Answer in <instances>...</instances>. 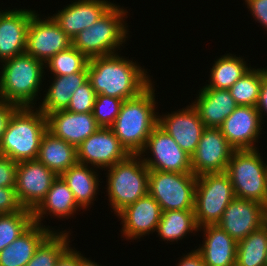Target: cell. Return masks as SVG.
Returning <instances> with one entry per match:
<instances>
[{
  "label": "cell",
  "mask_w": 267,
  "mask_h": 266,
  "mask_svg": "<svg viewBox=\"0 0 267 266\" xmlns=\"http://www.w3.org/2000/svg\"><path fill=\"white\" fill-rule=\"evenodd\" d=\"M123 101L119 98L97 94L92 111L97 124L100 127L110 128L120 112Z\"/></svg>",
  "instance_id": "36"
},
{
  "label": "cell",
  "mask_w": 267,
  "mask_h": 266,
  "mask_svg": "<svg viewBox=\"0 0 267 266\" xmlns=\"http://www.w3.org/2000/svg\"><path fill=\"white\" fill-rule=\"evenodd\" d=\"M70 234L66 230L52 231L37 247L26 266H55L58 258L70 246Z\"/></svg>",
  "instance_id": "32"
},
{
  "label": "cell",
  "mask_w": 267,
  "mask_h": 266,
  "mask_svg": "<svg viewBox=\"0 0 267 266\" xmlns=\"http://www.w3.org/2000/svg\"><path fill=\"white\" fill-rule=\"evenodd\" d=\"M77 162L94 167L109 168L130 154L121 145L111 128L100 127L76 147Z\"/></svg>",
  "instance_id": "14"
},
{
  "label": "cell",
  "mask_w": 267,
  "mask_h": 266,
  "mask_svg": "<svg viewBox=\"0 0 267 266\" xmlns=\"http://www.w3.org/2000/svg\"><path fill=\"white\" fill-rule=\"evenodd\" d=\"M78 266H101L94 261L83 257V255L78 251Z\"/></svg>",
  "instance_id": "45"
},
{
  "label": "cell",
  "mask_w": 267,
  "mask_h": 266,
  "mask_svg": "<svg viewBox=\"0 0 267 266\" xmlns=\"http://www.w3.org/2000/svg\"><path fill=\"white\" fill-rule=\"evenodd\" d=\"M44 19L37 13L31 17L26 40V53L43 63L72 46V39L51 16Z\"/></svg>",
  "instance_id": "11"
},
{
  "label": "cell",
  "mask_w": 267,
  "mask_h": 266,
  "mask_svg": "<svg viewBox=\"0 0 267 266\" xmlns=\"http://www.w3.org/2000/svg\"><path fill=\"white\" fill-rule=\"evenodd\" d=\"M53 76L55 78H53V82L44 94L43 102H40L38 108L45 116L55 111L67 109L74 91L88 81V70L86 67L81 72Z\"/></svg>",
  "instance_id": "26"
},
{
  "label": "cell",
  "mask_w": 267,
  "mask_h": 266,
  "mask_svg": "<svg viewBox=\"0 0 267 266\" xmlns=\"http://www.w3.org/2000/svg\"><path fill=\"white\" fill-rule=\"evenodd\" d=\"M267 223V206L235 197L217 224L237 242Z\"/></svg>",
  "instance_id": "15"
},
{
  "label": "cell",
  "mask_w": 267,
  "mask_h": 266,
  "mask_svg": "<svg viewBox=\"0 0 267 266\" xmlns=\"http://www.w3.org/2000/svg\"><path fill=\"white\" fill-rule=\"evenodd\" d=\"M235 197L233 185L226 172L197 176L194 214L198 228L217 225L226 207Z\"/></svg>",
  "instance_id": "8"
},
{
  "label": "cell",
  "mask_w": 267,
  "mask_h": 266,
  "mask_svg": "<svg viewBox=\"0 0 267 266\" xmlns=\"http://www.w3.org/2000/svg\"><path fill=\"white\" fill-rule=\"evenodd\" d=\"M33 223L32 210L27 208L12 214H0V251L10 245Z\"/></svg>",
  "instance_id": "34"
},
{
  "label": "cell",
  "mask_w": 267,
  "mask_h": 266,
  "mask_svg": "<svg viewBox=\"0 0 267 266\" xmlns=\"http://www.w3.org/2000/svg\"><path fill=\"white\" fill-rule=\"evenodd\" d=\"M262 124L256 106L238 105L219 128L235 150H252L257 149Z\"/></svg>",
  "instance_id": "16"
},
{
  "label": "cell",
  "mask_w": 267,
  "mask_h": 266,
  "mask_svg": "<svg viewBox=\"0 0 267 266\" xmlns=\"http://www.w3.org/2000/svg\"><path fill=\"white\" fill-rule=\"evenodd\" d=\"M22 208L17 199L15 187H0V214H12Z\"/></svg>",
  "instance_id": "38"
},
{
  "label": "cell",
  "mask_w": 267,
  "mask_h": 266,
  "mask_svg": "<svg viewBox=\"0 0 267 266\" xmlns=\"http://www.w3.org/2000/svg\"><path fill=\"white\" fill-rule=\"evenodd\" d=\"M35 10L12 9L0 13V62L26 52L27 29Z\"/></svg>",
  "instance_id": "19"
},
{
  "label": "cell",
  "mask_w": 267,
  "mask_h": 266,
  "mask_svg": "<svg viewBox=\"0 0 267 266\" xmlns=\"http://www.w3.org/2000/svg\"><path fill=\"white\" fill-rule=\"evenodd\" d=\"M203 228V229H202ZM203 230L204 243L196 249L207 266H235L237 241L218 225H206Z\"/></svg>",
  "instance_id": "22"
},
{
  "label": "cell",
  "mask_w": 267,
  "mask_h": 266,
  "mask_svg": "<svg viewBox=\"0 0 267 266\" xmlns=\"http://www.w3.org/2000/svg\"><path fill=\"white\" fill-rule=\"evenodd\" d=\"M262 84V68H250L229 89L237 105L256 106Z\"/></svg>",
  "instance_id": "33"
},
{
  "label": "cell",
  "mask_w": 267,
  "mask_h": 266,
  "mask_svg": "<svg viewBox=\"0 0 267 266\" xmlns=\"http://www.w3.org/2000/svg\"><path fill=\"white\" fill-rule=\"evenodd\" d=\"M88 166L77 162L61 175L82 209L88 208L93 203L100 182L97 172Z\"/></svg>",
  "instance_id": "28"
},
{
  "label": "cell",
  "mask_w": 267,
  "mask_h": 266,
  "mask_svg": "<svg viewBox=\"0 0 267 266\" xmlns=\"http://www.w3.org/2000/svg\"><path fill=\"white\" fill-rule=\"evenodd\" d=\"M198 229L194 210H169L162 212L156 232L164 241L177 242Z\"/></svg>",
  "instance_id": "29"
},
{
  "label": "cell",
  "mask_w": 267,
  "mask_h": 266,
  "mask_svg": "<svg viewBox=\"0 0 267 266\" xmlns=\"http://www.w3.org/2000/svg\"><path fill=\"white\" fill-rule=\"evenodd\" d=\"M183 256L178 266H207L201 254L195 249Z\"/></svg>",
  "instance_id": "44"
},
{
  "label": "cell",
  "mask_w": 267,
  "mask_h": 266,
  "mask_svg": "<svg viewBox=\"0 0 267 266\" xmlns=\"http://www.w3.org/2000/svg\"><path fill=\"white\" fill-rule=\"evenodd\" d=\"M114 4L108 0H78L51 16L59 27L73 39L79 32L92 26Z\"/></svg>",
  "instance_id": "20"
},
{
  "label": "cell",
  "mask_w": 267,
  "mask_h": 266,
  "mask_svg": "<svg viewBox=\"0 0 267 266\" xmlns=\"http://www.w3.org/2000/svg\"><path fill=\"white\" fill-rule=\"evenodd\" d=\"M118 53L89 59L88 80L96 94L122 100L138 96L151 83L147 69Z\"/></svg>",
  "instance_id": "1"
},
{
  "label": "cell",
  "mask_w": 267,
  "mask_h": 266,
  "mask_svg": "<svg viewBox=\"0 0 267 266\" xmlns=\"http://www.w3.org/2000/svg\"><path fill=\"white\" fill-rule=\"evenodd\" d=\"M1 65L0 100L19 107H35L47 67L45 63L25 52Z\"/></svg>",
  "instance_id": "3"
},
{
  "label": "cell",
  "mask_w": 267,
  "mask_h": 266,
  "mask_svg": "<svg viewBox=\"0 0 267 266\" xmlns=\"http://www.w3.org/2000/svg\"><path fill=\"white\" fill-rule=\"evenodd\" d=\"M197 176L149 170L148 193L159 203L162 212L194 210Z\"/></svg>",
  "instance_id": "9"
},
{
  "label": "cell",
  "mask_w": 267,
  "mask_h": 266,
  "mask_svg": "<svg viewBox=\"0 0 267 266\" xmlns=\"http://www.w3.org/2000/svg\"><path fill=\"white\" fill-rule=\"evenodd\" d=\"M161 215L159 203L148 193L125 207L116 216L121 218L123 237L135 240L156 231Z\"/></svg>",
  "instance_id": "18"
},
{
  "label": "cell",
  "mask_w": 267,
  "mask_h": 266,
  "mask_svg": "<svg viewBox=\"0 0 267 266\" xmlns=\"http://www.w3.org/2000/svg\"><path fill=\"white\" fill-rule=\"evenodd\" d=\"M37 160L57 176H61L77 163V150L74 145L54 136L47 130L41 139Z\"/></svg>",
  "instance_id": "27"
},
{
  "label": "cell",
  "mask_w": 267,
  "mask_h": 266,
  "mask_svg": "<svg viewBox=\"0 0 267 266\" xmlns=\"http://www.w3.org/2000/svg\"><path fill=\"white\" fill-rule=\"evenodd\" d=\"M234 151L220 128L205 127L191 156L192 173L200 176L206 173L226 172Z\"/></svg>",
  "instance_id": "12"
},
{
  "label": "cell",
  "mask_w": 267,
  "mask_h": 266,
  "mask_svg": "<svg viewBox=\"0 0 267 266\" xmlns=\"http://www.w3.org/2000/svg\"><path fill=\"white\" fill-rule=\"evenodd\" d=\"M96 95L91 82L88 80L74 91L66 110L75 113L92 112Z\"/></svg>",
  "instance_id": "37"
},
{
  "label": "cell",
  "mask_w": 267,
  "mask_h": 266,
  "mask_svg": "<svg viewBox=\"0 0 267 266\" xmlns=\"http://www.w3.org/2000/svg\"><path fill=\"white\" fill-rule=\"evenodd\" d=\"M46 131L47 118L38 108L19 107L2 136L0 155L17 162L36 160Z\"/></svg>",
  "instance_id": "4"
},
{
  "label": "cell",
  "mask_w": 267,
  "mask_h": 266,
  "mask_svg": "<svg viewBox=\"0 0 267 266\" xmlns=\"http://www.w3.org/2000/svg\"><path fill=\"white\" fill-rule=\"evenodd\" d=\"M18 162L0 155V187H15Z\"/></svg>",
  "instance_id": "39"
},
{
  "label": "cell",
  "mask_w": 267,
  "mask_h": 266,
  "mask_svg": "<svg viewBox=\"0 0 267 266\" xmlns=\"http://www.w3.org/2000/svg\"><path fill=\"white\" fill-rule=\"evenodd\" d=\"M127 9L114 5L92 26L79 32L72 45L88 59L117 53L129 33L125 21Z\"/></svg>",
  "instance_id": "5"
},
{
  "label": "cell",
  "mask_w": 267,
  "mask_h": 266,
  "mask_svg": "<svg viewBox=\"0 0 267 266\" xmlns=\"http://www.w3.org/2000/svg\"><path fill=\"white\" fill-rule=\"evenodd\" d=\"M55 266H78V251L70 245L58 258Z\"/></svg>",
  "instance_id": "43"
},
{
  "label": "cell",
  "mask_w": 267,
  "mask_h": 266,
  "mask_svg": "<svg viewBox=\"0 0 267 266\" xmlns=\"http://www.w3.org/2000/svg\"><path fill=\"white\" fill-rule=\"evenodd\" d=\"M46 118L47 130L75 147L100 128L92 112L75 113L59 110L47 114Z\"/></svg>",
  "instance_id": "21"
},
{
  "label": "cell",
  "mask_w": 267,
  "mask_h": 266,
  "mask_svg": "<svg viewBox=\"0 0 267 266\" xmlns=\"http://www.w3.org/2000/svg\"><path fill=\"white\" fill-rule=\"evenodd\" d=\"M245 2L254 19L267 29V0H245Z\"/></svg>",
  "instance_id": "40"
},
{
  "label": "cell",
  "mask_w": 267,
  "mask_h": 266,
  "mask_svg": "<svg viewBox=\"0 0 267 266\" xmlns=\"http://www.w3.org/2000/svg\"><path fill=\"white\" fill-rule=\"evenodd\" d=\"M88 62L89 59L72 45L51 57L45 66L49 67L51 74L63 76L83 71Z\"/></svg>",
  "instance_id": "35"
},
{
  "label": "cell",
  "mask_w": 267,
  "mask_h": 266,
  "mask_svg": "<svg viewBox=\"0 0 267 266\" xmlns=\"http://www.w3.org/2000/svg\"><path fill=\"white\" fill-rule=\"evenodd\" d=\"M257 149L235 150L228 162V174L237 198L267 206V165Z\"/></svg>",
  "instance_id": "7"
},
{
  "label": "cell",
  "mask_w": 267,
  "mask_h": 266,
  "mask_svg": "<svg viewBox=\"0 0 267 266\" xmlns=\"http://www.w3.org/2000/svg\"><path fill=\"white\" fill-rule=\"evenodd\" d=\"M244 60L229 53L216 59L210 70V82L203 88L228 90L251 68Z\"/></svg>",
  "instance_id": "30"
},
{
  "label": "cell",
  "mask_w": 267,
  "mask_h": 266,
  "mask_svg": "<svg viewBox=\"0 0 267 266\" xmlns=\"http://www.w3.org/2000/svg\"><path fill=\"white\" fill-rule=\"evenodd\" d=\"M56 178L57 175L37 159L18 162L15 190L20 205L33 211Z\"/></svg>",
  "instance_id": "13"
},
{
  "label": "cell",
  "mask_w": 267,
  "mask_h": 266,
  "mask_svg": "<svg viewBox=\"0 0 267 266\" xmlns=\"http://www.w3.org/2000/svg\"><path fill=\"white\" fill-rule=\"evenodd\" d=\"M146 151L152 156L144 157L148 155ZM139 155L143 156L141 158L149 170L192 173L191 156L183 151L176 141L158 125L152 130Z\"/></svg>",
  "instance_id": "10"
},
{
  "label": "cell",
  "mask_w": 267,
  "mask_h": 266,
  "mask_svg": "<svg viewBox=\"0 0 267 266\" xmlns=\"http://www.w3.org/2000/svg\"><path fill=\"white\" fill-rule=\"evenodd\" d=\"M77 209L81 207L75 201L73 192L69 189L67 183L61 176L53 181L52 186L48 190L45 198L40 204L32 211L33 221L43 226L42 219L46 214H53L57 218H69L76 213ZM44 215V216H43Z\"/></svg>",
  "instance_id": "25"
},
{
  "label": "cell",
  "mask_w": 267,
  "mask_h": 266,
  "mask_svg": "<svg viewBox=\"0 0 267 266\" xmlns=\"http://www.w3.org/2000/svg\"><path fill=\"white\" fill-rule=\"evenodd\" d=\"M267 254V223L238 241L235 266H265Z\"/></svg>",
  "instance_id": "31"
},
{
  "label": "cell",
  "mask_w": 267,
  "mask_h": 266,
  "mask_svg": "<svg viewBox=\"0 0 267 266\" xmlns=\"http://www.w3.org/2000/svg\"><path fill=\"white\" fill-rule=\"evenodd\" d=\"M19 106L0 100V142L13 113Z\"/></svg>",
  "instance_id": "41"
},
{
  "label": "cell",
  "mask_w": 267,
  "mask_h": 266,
  "mask_svg": "<svg viewBox=\"0 0 267 266\" xmlns=\"http://www.w3.org/2000/svg\"><path fill=\"white\" fill-rule=\"evenodd\" d=\"M158 126L169 134L180 148L192 156L205 129L197 110L191 104L173 113L158 115Z\"/></svg>",
  "instance_id": "17"
},
{
  "label": "cell",
  "mask_w": 267,
  "mask_h": 266,
  "mask_svg": "<svg viewBox=\"0 0 267 266\" xmlns=\"http://www.w3.org/2000/svg\"><path fill=\"white\" fill-rule=\"evenodd\" d=\"M256 108L260 114L261 120L263 121L262 116L264 115L262 114L267 113V68L262 69V84Z\"/></svg>",
  "instance_id": "42"
},
{
  "label": "cell",
  "mask_w": 267,
  "mask_h": 266,
  "mask_svg": "<svg viewBox=\"0 0 267 266\" xmlns=\"http://www.w3.org/2000/svg\"><path fill=\"white\" fill-rule=\"evenodd\" d=\"M151 83L138 96L123 101L115 122L110 127L130 155H139L158 125L155 89ZM156 113V114H155Z\"/></svg>",
  "instance_id": "2"
},
{
  "label": "cell",
  "mask_w": 267,
  "mask_h": 266,
  "mask_svg": "<svg viewBox=\"0 0 267 266\" xmlns=\"http://www.w3.org/2000/svg\"><path fill=\"white\" fill-rule=\"evenodd\" d=\"M50 227L33 223L10 245L0 251V266H26L40 243L52 232Z\"/></svg>",
  "instance_id": "24"
},
{
  "label": "cell",
  "mask_w": 267,
  "mask_h": 266,
  "mask_svg": "<svg viewBox=\"0 0 267 266\" xmlns=\"http://www.w3.org/2000/svg\"><path fill=\"white\" fill-rule=\"evenodd\" d=\"M107 169L106 193L114 214L148 194L149 169L140 155H129Z\"/></svg>",
  "instance_id": "6"
},
{
  "label": "cell",
  "mask_w": 267,
  "mask_h": 266,
  "mask_svg": "<svg viewBox=\"0 0 267 266\" xmlns=\"http://www.w3.org/2000/svg\"><path fill=\"white\" fill-rule=\"evenodd\" d=\"M192 103L205 127L219 128L238 106L228 90L200 88Z\"/></svg>",
  "instance_id": "23"
}]
</instances>
